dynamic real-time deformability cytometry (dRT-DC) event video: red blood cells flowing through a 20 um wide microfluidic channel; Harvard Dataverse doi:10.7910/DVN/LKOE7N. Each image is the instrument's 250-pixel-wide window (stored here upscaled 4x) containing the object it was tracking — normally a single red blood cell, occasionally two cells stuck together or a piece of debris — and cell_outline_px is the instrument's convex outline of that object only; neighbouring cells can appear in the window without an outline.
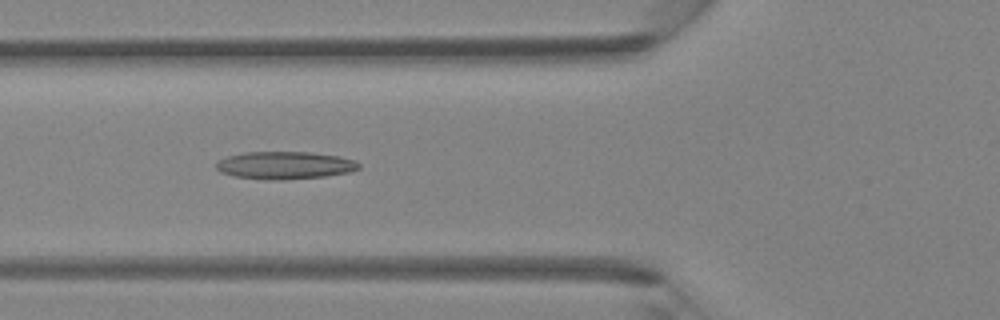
{"species": "Egyptian fruit bat (a non-hibernating species)", "species_latin": "Rousettus aegyptiacus", "temperature_condition": "room temperature", "stored_images_in_passage": 40, "camera_frame_rate_fps": 3000, "um_per_image_px": 0.085, "animal": {"sex": "female"}, "frame": {"image": 1, "passage_image": 13, "time_ms": 4.0, "image_size_px": [1000, 320], "cell_outline_px": [[360, 168], [348, 172], [324, 176], [280, 180], [264, 180], [232, 176], [220, 172], [216, 168], [216, 160], [228, 156], [244, 152], [308, 152], [340, 156], [356, 160], [360, 164]], "centroid_in_image_um": [24.18, 14.05], "position_along_channel_um": 101.6, "area_um2": 23.12}}
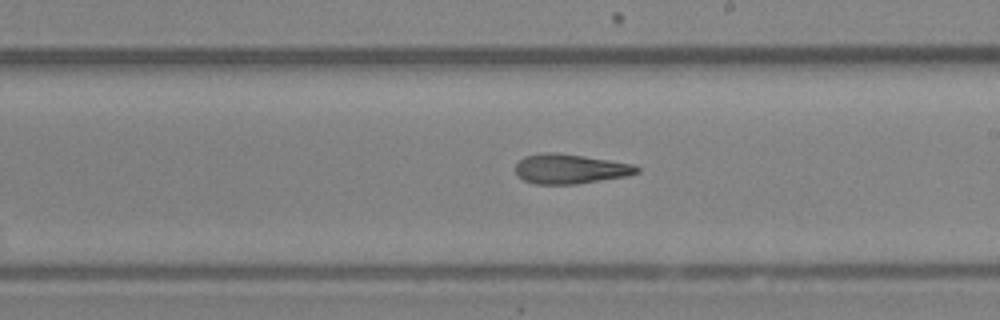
{"frame": {"image": 2, "passage_image": 22, "time_ms": 7.0, "image_size_px": [1000, 320], "cell_outline_px": [[640, 172], [628, 176], [576, 184], [536, 184], [524, 180], [516, 176], [516, 164], [524, 156], [544, 152], [556, 152], [584, 156], [632, 164], [640, 168]], "centroid_in_image_um": [48.45, 14.36], "position_along_channel_um": 240.6, "area_um2": 21.04}}
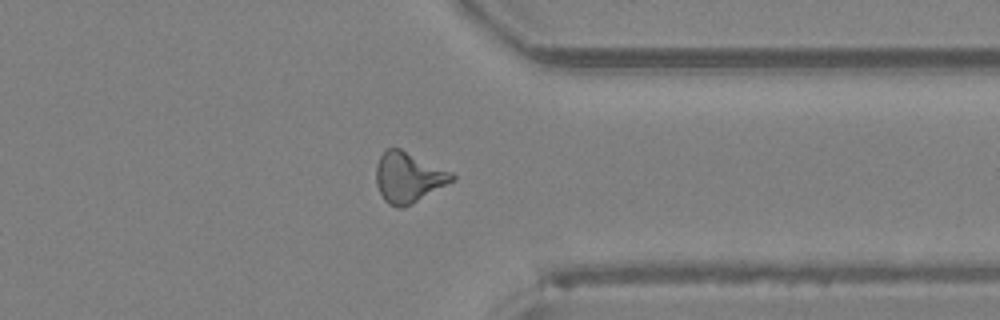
{"frame": {"image": 3, "passage_image": 31, "time_ms": 10.0, "image_size_px": [1000, 320], "cell_outline_px": [[456, 180], [412, 204], [404, 208], [396, 208], [388, 204], [384, 200], [376, 184], [376, 164], [380, 156], [388, 148], [400, 148], [452, 172], [456, 176]], "centroid_in_image_um": [34.72, 15.1], "position_along_channel_um": 376.7, "area_um2": 22.43}}